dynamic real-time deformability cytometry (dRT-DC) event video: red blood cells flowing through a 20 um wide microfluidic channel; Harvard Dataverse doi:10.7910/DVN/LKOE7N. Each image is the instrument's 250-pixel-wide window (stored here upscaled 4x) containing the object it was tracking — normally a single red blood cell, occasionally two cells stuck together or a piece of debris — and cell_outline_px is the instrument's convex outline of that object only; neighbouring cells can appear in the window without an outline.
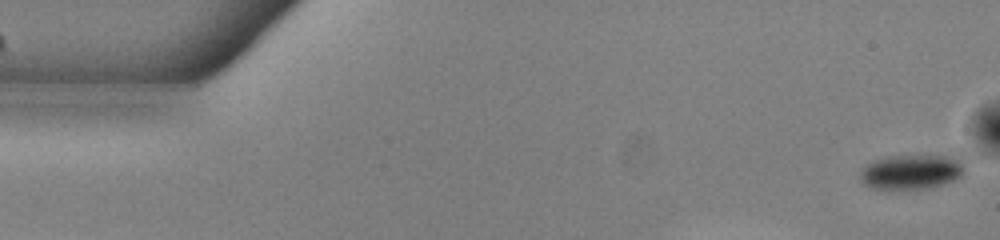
{"species": "common noctule bat (a hibernating species)", "species_latin": "Nyctalus noctula", "temperature_condition": "warm", "stored_images_in_passage": 53, "camera_frame_rate_fps": 3000, "um_per_image_px": 0.085, "animal": {"sex": "male", "body_mass_g": 13.0, "forearm_length_mm": 53.1}, "frame": {"image": 1, "passage_image": 1, "time_ms": 0.0, "image_size_px": [1000, 240], "cell_outline_px": [[964, 168], [960, 176], [952, 180], [928, 188], [888, 192], [872, 188], [864, 184], [860, 180], [860, 172], [868, 164], [876, 160], [888, 156], [964, 152]], "centroid_in_image_um": [77.57, 14.57], "position_along_channel_um": 7.4, "area_um2": 22.72}}
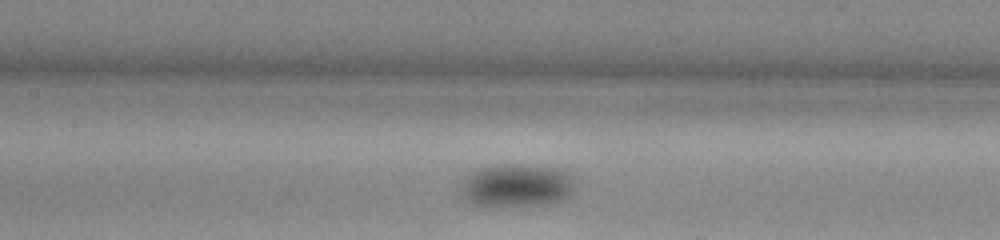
{"frame": {"image": 2, "passage_image": 24, "time_ms": 7.667, "image_size_px": [1000, 240], "cell_outline_px": [[572, 188], [568, 196], [564, 200], [548, 204], [492, 208], [484, 208], [468, 200], [460, 192], [460, 184], [476, 168], [492, 164], [512, 164], [560, 168], [568, 172], [572, 176]], "centroid_in_image_um": [43.87, 15.78], "position_along_channel_um": 163.5, "area_um2": 29.25}}
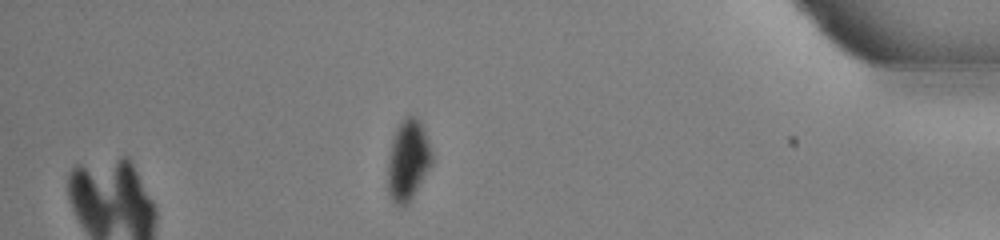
{"frame": {"image": 3, "passage_image": 46, "time_ms": 15.0, "image_size_px": [1000, 240], "cell_outline_px": [[432, 164], [408, 204], [396, 204], [392, 200], [388, 192], [388, 160], [392, 140], [396, 128], [400, 120], [404, 116], [416, 116], [420, 120], [424, 128], [432, 152]], "centroid_in_image_um": [34.68, 13.57], "position_along_channel_um": 400.5, "area_um2": 20.75}, "authors_computed_cell_mechanics": {"area_um2": 24.1026, "velocity_mm_per_s": 3.8406, "shape_relaxation_time_tau1_ms": 4.3468, "shape_relaxation_time_tau2_ms": null, "deformation_change_tau1": 0.0878, "deformation_change_tau2": null}}